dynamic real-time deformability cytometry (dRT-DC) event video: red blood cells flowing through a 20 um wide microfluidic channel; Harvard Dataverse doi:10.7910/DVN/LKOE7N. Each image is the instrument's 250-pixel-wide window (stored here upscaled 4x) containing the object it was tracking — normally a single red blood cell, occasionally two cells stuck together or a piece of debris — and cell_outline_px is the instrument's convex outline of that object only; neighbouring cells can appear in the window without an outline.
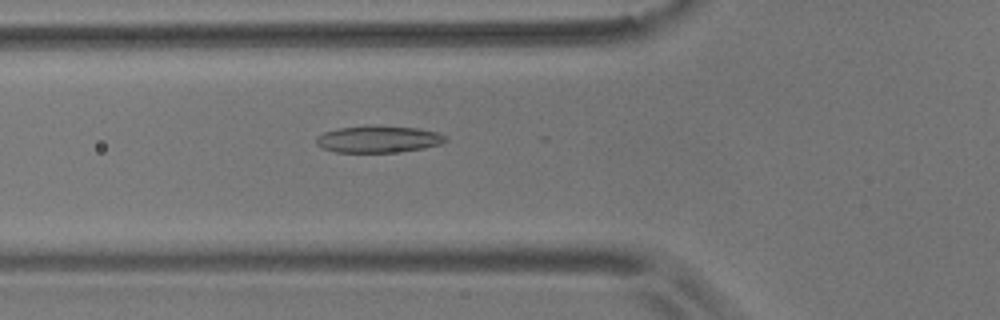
{"species": "common noctule bat (a hibernating species)", "species_latin": "Nyctalus noctula", "temperature_condition": "room temperature", "stored_images_in_passage": 20, "camera_frame_rate_fps": 3000, "um_per_image_px": 0.085, "animal": {"sex": "male", "body_mass_g": 17.9}, "frame": {"image": 1, "passage_image": 12, "time_ms": 3.667, "image_size_px": [1000, 320], "cell_outline_px": [[448, 140], [440, 144], [424, 148], [396, 152], [336, 152], [324, 148], [316, 144], [316, 136], [324, 132], [340, 128], [420, 128], [436, 132], [448, 136]], "centroid_in_image_um": [32.2, 11.87], "position_along_channel_um": 93.6, "area_um2": 19.36}}
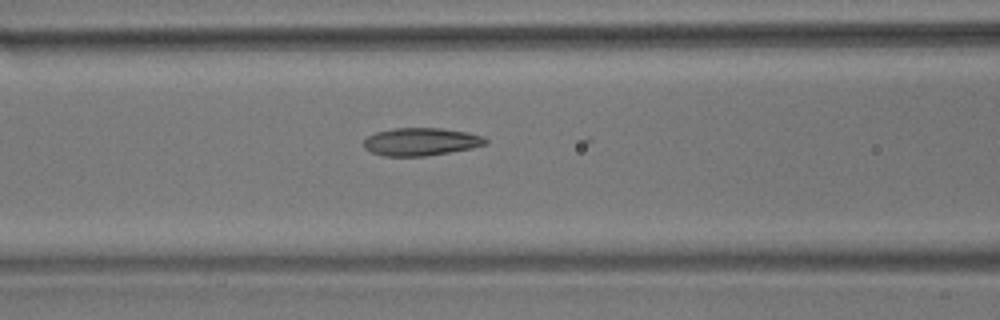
{"frame": {"image": 2, "passage_image": 15, "time_ms": 4.667, "image_size_px": [1000, 320], "cell_outline_px": [[488, 144], [472, 148], [424, 156], [384, 156], [372, 152], [364, 148], [364, 140], [368, 136], [376, 132], [396, 128], [440, 128], [468, 132], [484, 136], [488, 140]], "centroid_in_image_um": [35.81, 12.04], "position_along_channel_um": 130.8, "area_um2": 19.71}}
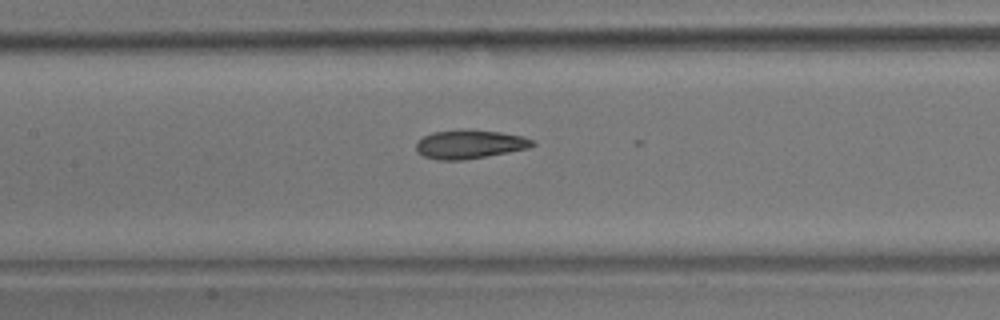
{"frame": {"image": 3, "passage_image": 18, "time_ms": 5.667, "image_size_px": [1000, 320], "cell_outline_px": [[536, 144], [528, 148], [508, 152], [464, 160], [436, 160], [424, 156], [416, 152], [416, 144], [424, 136], [432, 132], [460, 128], [500, 132], [524, 136], [532, 140]], "centroid_in_image_um": [39.9, 12.25], "position_along_channel_um": 167.5, "area_um2": 19.65}}